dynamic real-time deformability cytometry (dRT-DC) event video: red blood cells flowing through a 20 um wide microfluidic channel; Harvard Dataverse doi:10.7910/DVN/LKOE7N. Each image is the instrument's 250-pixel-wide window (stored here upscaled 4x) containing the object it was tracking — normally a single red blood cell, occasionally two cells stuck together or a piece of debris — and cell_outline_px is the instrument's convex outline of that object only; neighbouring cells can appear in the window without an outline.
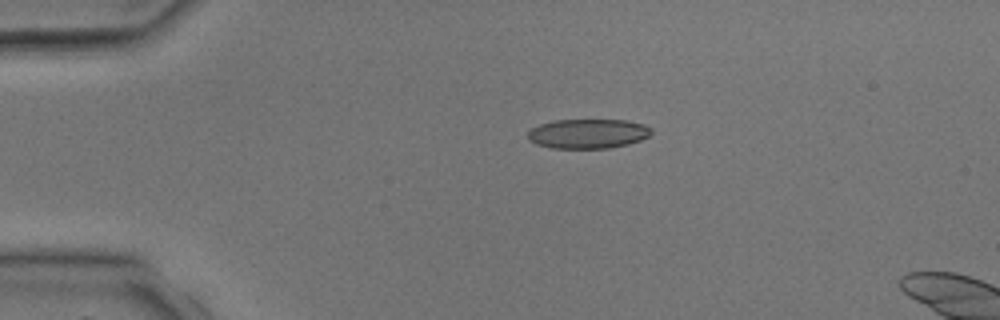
{"species": "common noctule bat (a hibernating species)", "species_latin": "Nyctalus noctula", "temperature_condition": "room temperature", "stored_images_in_passage": 2, "camera_frame_rate_fps": 3000, "um_per_image_px": 0.085, "animal": {"sex": "male", "body_mass_g": 17.9, "forearm_length_mm": 54.2}, "frame": {"image": 1, "passage_image": 1, "time_ms": 0.0, "image_size_px": [1000, 320], "cell_outline_px": [[652, 132], [648, 136], [640, 140], [628, 144], [608, 148], [552, 148], [536, 144], [528, 140], [528, 132], [532, 128], [540, 124], [556, 120], [628, 120], [644, 124], [652, 128]], "centroid_in_image_um": [49.98, 11.36], "position_along_channel_um": 35.0, "area_um2": 21.27}}